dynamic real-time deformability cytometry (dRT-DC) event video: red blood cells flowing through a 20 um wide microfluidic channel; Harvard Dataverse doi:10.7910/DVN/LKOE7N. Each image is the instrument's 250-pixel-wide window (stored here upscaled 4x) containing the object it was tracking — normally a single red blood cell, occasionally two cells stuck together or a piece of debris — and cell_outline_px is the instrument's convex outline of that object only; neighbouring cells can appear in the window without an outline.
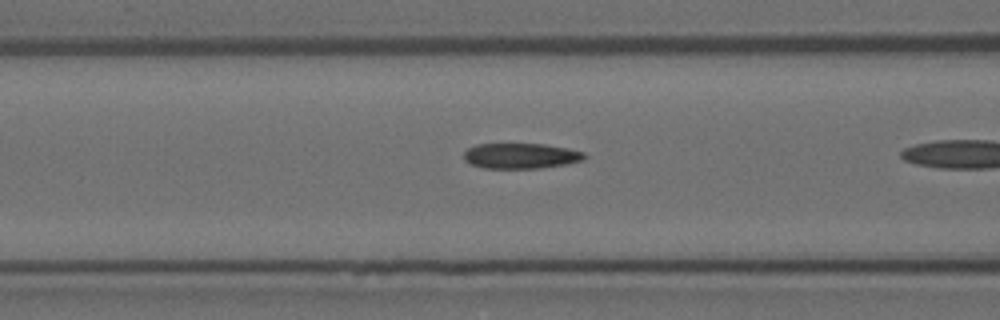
{"species": "Egyptian fruit bat (a non-hibernating species)", "species_latin": "Rousettus aegyptiacus", "temperature_condition": "room temperature", "stored_images_in_passage": 24, "camera_frame_rate_fps": 3000, "um_per_image_px": 0.085, "animal": {"sex": "female"}, "frame": {"image": 1, "passage_image": 13, "time_ms": 4.0, "image_size_px": [1000, 320], "cell_outline_px": [[588, 156], [584, 160], [568, 164], [540, 168], [484, 168], [472, 164], [464, 160], [464, 152], [468, 148], [476, 144], [544, 144], [568, 148], [584, 152]], "centroid_in_image_um": [44.31, 13.25], "position_along_channel_um": 122.3, "area_um2": 17.98}}
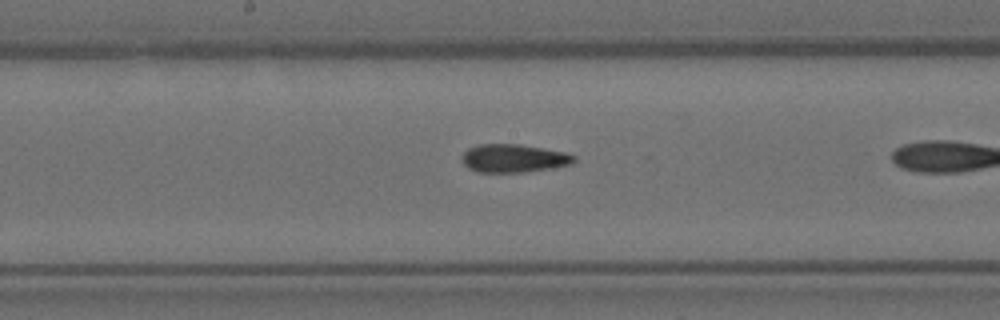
{"frame": {"image": 2, "passage_image": 20, "time_ms": 6.333, "image_size_px": [1000, 320], "cell_outline_px": [[576, 160], [572, 164], [552, 168], [524, 172], [476, 172], [468, 168], [460, 160], [460, 156], [468, 148], [480, 144], [520, 144], [564, 152], [576, 156]], "centroid_in_image_um": [43.63, 13.46], "position_along_channel_um": 204.6, "area_um2": 18.55}}
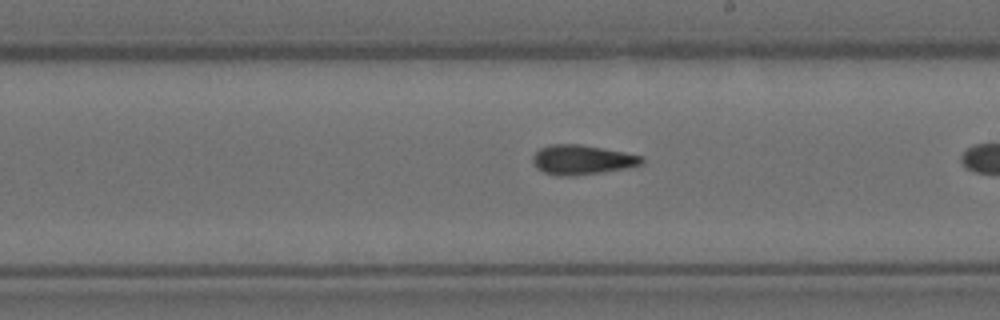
{"frame": {"image": 3, "passage_image": 23, "time_ms": 7.333, "image_size_px": [1000, 320], "cell_outline_px": [[644, 164], [628, 168], [572, 176], [556, 176], [544, 172], [536, 168], [532, 160], [532, 156], [540, 148], [552, 144], [580, 144], [624, 152], [644, 156]], "centroid_in_image_um": [49.48, 13.58], "position_along_channel_um": 239.5, "area_um2": 18.9}}